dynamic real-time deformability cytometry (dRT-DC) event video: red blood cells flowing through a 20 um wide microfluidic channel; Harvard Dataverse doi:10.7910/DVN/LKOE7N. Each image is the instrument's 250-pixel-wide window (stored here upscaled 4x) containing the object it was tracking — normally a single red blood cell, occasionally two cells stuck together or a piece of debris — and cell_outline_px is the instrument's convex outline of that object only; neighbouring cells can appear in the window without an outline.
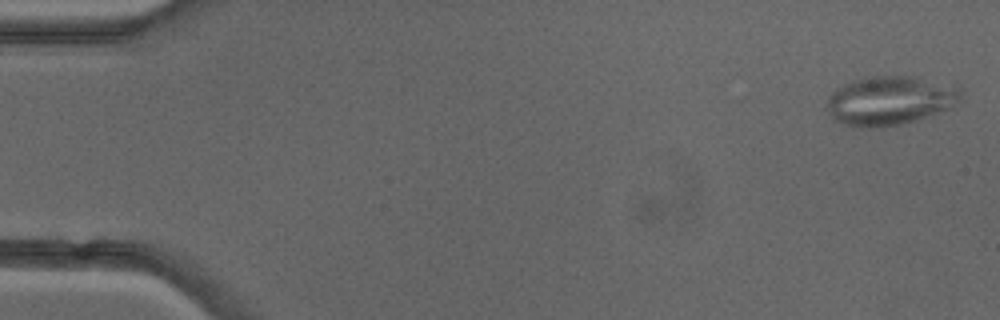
{"species": "common noctule bat (a hibernating species)", "species_latin": "Nyctalus noctula", "temperature_condition": "cold", "stored_images_in_passage": 41, "camera_frame_rate_fps": 3000, "um_per_image_px": 0.085, "animal": {"sex": "female"}, "frame": {"image": 1, "passage_image": 1, "time_ms": 0.0, "image_size_px": [1000, 320], "cell_outline_px": [[964, 100], [948, 108], [916, 120], [900, 124], [880, 128], [868, 128], [844, 124], [832, 120], [824, 108], [828, 96], [836, 88], [852, 80], [864, 76], [920, 76], [960, 88], [964, 92]], "centroid_in_image_um": [75.62, 8.54], "position_along_channel_um": 9.4, "area_um2": 39.02}, "authors_computed_cell_mechanics": {"area_um2": 28.2642, "velocity_mm_per_s": 4.0066, "shape_relaxation_time_tau1_ms": null, "shape_relaxation_time_tau2_ms": 2.0781, "deformation_change_tau1": null, "deformation_change_tau2": 0.1043}}